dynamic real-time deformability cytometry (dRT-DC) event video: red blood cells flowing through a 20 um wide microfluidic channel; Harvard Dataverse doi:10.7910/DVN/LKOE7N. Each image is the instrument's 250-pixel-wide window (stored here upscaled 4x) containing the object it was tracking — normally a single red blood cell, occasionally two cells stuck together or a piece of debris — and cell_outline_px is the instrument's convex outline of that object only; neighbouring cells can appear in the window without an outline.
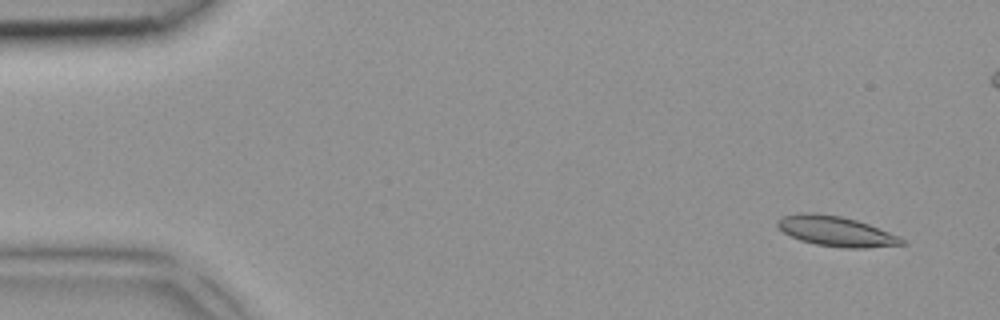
{"species": "common noctule bat (a hibernating species)", "species_latin": "Nyctalus noctula", "temperature_condition": "room temperature", "stored_images_in_passage": 5, "camera_frame_rate_fps": 3000, "um_per_image_px": 0.085, "animal": {"sex": "female", "body_mass_g": 18.4}, "frame": {"image": 1, "passage_image": 1, "time_ms": 0.0, "image_size_px": [1000, 320], "cell_outline_px": [[908, 244], [868, 248], [844, 248], [816, 244], [800, 240], [784, 232], [776, 224], [776, 220], [784, 216], [800, 212], [840, 216], [856, 220], [868, 224], [900, 236], [908, 240]], "centroid_in_image_um": [71.13, 19.67], "position_along_channel_um": 13.9, "area_um2": 21.73}}